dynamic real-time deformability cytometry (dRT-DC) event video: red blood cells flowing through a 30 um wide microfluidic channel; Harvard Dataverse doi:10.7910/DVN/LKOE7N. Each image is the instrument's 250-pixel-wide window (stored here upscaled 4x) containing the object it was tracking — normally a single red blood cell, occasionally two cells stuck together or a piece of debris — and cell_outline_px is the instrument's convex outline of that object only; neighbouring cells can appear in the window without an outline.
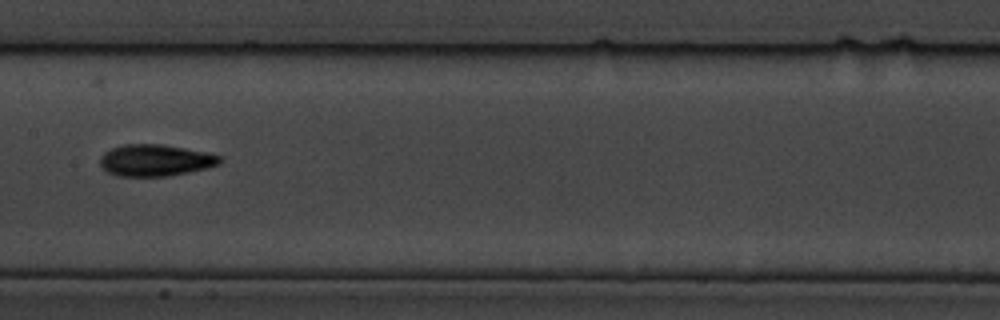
{"species": "common noctule bat (a hibernating species)", "species_latin": "Nyctalus noctula", "temperature_condition": "cold", "stored_images_in_passage": 9, "camera_frame_rate_fps": 3000, "um_per_image_px": 0.085, "animal": {"sex": "male", "body_mass_g": 19.5, "forearm_length_mm": 54.6}, "frame": {"image": 1, "passage_image": 8, "time_ms": 8.0, "image_size_px": [1000, 320], "cell_outline_px": [[220, 164], [208, 168], [168, 176], [116, 176], [108, 172], [100, 164], [100, 156], [104, 152], [112, 148], [124, 144], [164, 144], [204, 152], [220, 156]], "centroid_in_image_um": [13.18, 13.62], "position_along_channel_um": 194.2, "area_um2": 22.02}}
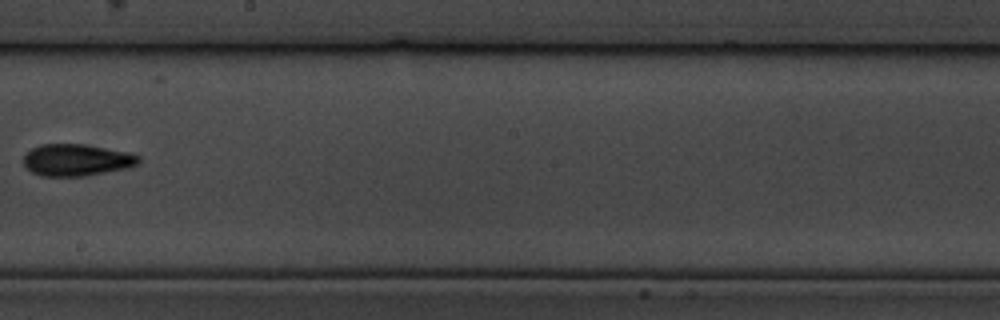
{"frame": {"image": 2, "passage_image": 9, "time_ms": 9.333, "image_size_px": [1000, 320], "cell_outline_px": [[140, 160], [136, 164], [128, 168], [84, 176], [40, 176], [32, 172], [24, 164], [24, 156], [32, 148], [40, 144], [84, 144], [132, 152], [140, 156]], "centroid_in_image_um": [6.54, 13.59], "position_along_channel_um": 241.7, "area_um2": 21.44}}